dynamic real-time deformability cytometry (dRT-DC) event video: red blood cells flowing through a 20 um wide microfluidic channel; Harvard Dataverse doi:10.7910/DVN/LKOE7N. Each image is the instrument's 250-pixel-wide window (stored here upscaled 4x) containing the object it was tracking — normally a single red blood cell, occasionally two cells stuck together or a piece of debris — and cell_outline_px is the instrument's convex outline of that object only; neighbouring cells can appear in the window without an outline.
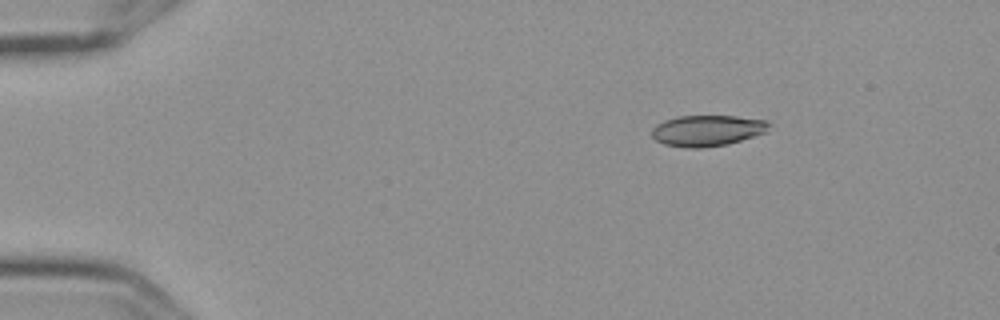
{"species": "Egyptian fruit bat (a non-hibernating species)", "species_latin": "Rousettus aegyptiacus", "temperature_condition": "cold", "stored_images_in_passage": 4, "camera_frame_rate_fps": 3000, "um_per_image_px": 0.085, "frame": {"image": 1, "passage_image": 1, "time_ms": 0.0, "image_size_px": [1000, 320], "cell_outline_px": [[772, 124], [768, 132], [728, 144], [700, 148], [688, 148], [664, 144], [656, 140], [652, 136], [652, 128], [656, 124], [664, 120], [676, 116], [736, 116], [768, 120]], "centroid_in_image_um": [60.16, 11.09], "position_along_channel_um": 24.8, "area_um2": 21.44}}
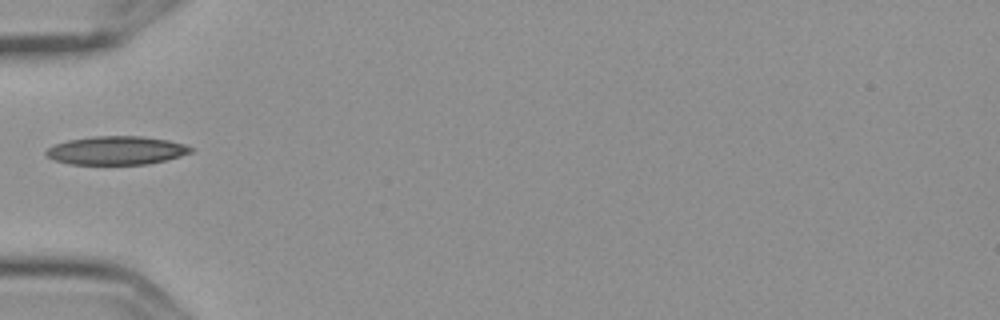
{"frame": {"image": 2, "passage_image": 4, "time_ms": 1.0, "image_size_px": [1000, 320], "cell_outline_px": [[192, 152], [180, 156], [148, 164], [68, 164], [52, 160], [44, 152], [48, 148], [56, 144], [68, 140], [92, 136], [144, 136], [168, 140], [184, 144], [192, 148]], "centroid_in_image_um": [9.87, 12.78], "position_along_channel_um": 75.1, "area_um2": 23.99}}